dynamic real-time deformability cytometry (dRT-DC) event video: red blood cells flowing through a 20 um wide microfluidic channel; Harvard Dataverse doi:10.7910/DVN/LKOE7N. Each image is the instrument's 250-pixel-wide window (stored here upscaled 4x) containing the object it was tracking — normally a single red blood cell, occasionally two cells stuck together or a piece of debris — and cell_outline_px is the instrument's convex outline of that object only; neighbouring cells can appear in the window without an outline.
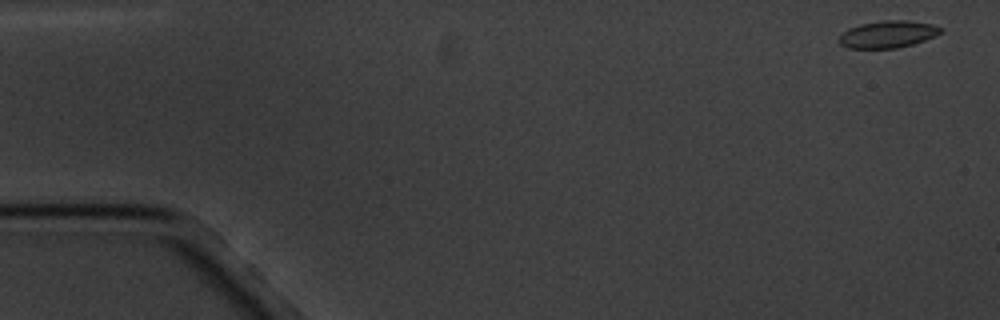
{"species": "common noctule bat (a hibernating species)", "species_latin": "Nyctalus noctula", "temperature_condition": "cold", "stored_images_in_passage": 4, "camera_frame_rate_fps": 3000, "um_per_image_px": 0.085, "animal": {"sex": "male", "body_mass_g": 20.1, "forearm_length_mm": 53.5}, "frame": {"image": 1, "passage_image": 1, "time_ms": 0.0, "image_size_px": [1000, 320], "cell_outline_px": [[944, 28], [936, 36], [912, 44], [896, 48], [848, 48], [840, 44], [836, 40], [848, 28], [860, 24], [884, 20], [908, 20], [932, 24]], "centroid_in_image_um": [75.45, 2.91], "position_along_channel_um": 9.5, "area_um2": 16.07}}